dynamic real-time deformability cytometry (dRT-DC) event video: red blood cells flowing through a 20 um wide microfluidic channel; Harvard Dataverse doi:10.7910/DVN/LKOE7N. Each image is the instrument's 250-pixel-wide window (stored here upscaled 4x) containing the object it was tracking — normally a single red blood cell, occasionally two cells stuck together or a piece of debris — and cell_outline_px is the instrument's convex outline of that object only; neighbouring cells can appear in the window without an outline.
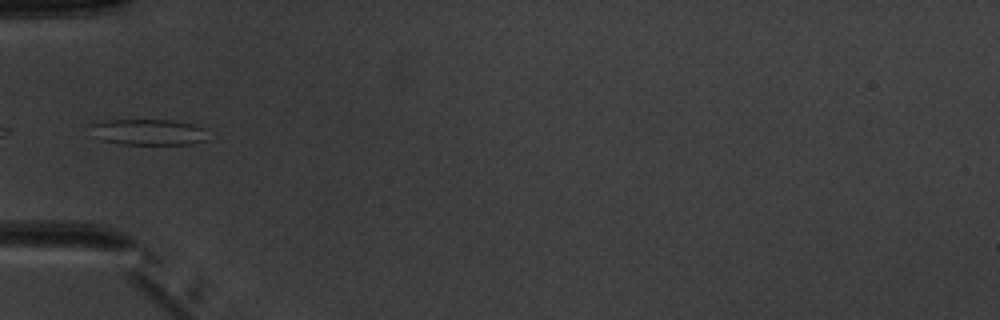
{"species": "common noctule bat (a hibernating species)", "species_latin": "Nyctalus noctula", "temperature_condition": "warm", "stored_images_in_passage": 5, "camera_frame_rate_fps": 3000, "um_per_image_px": 0.085, "animal": {"sex": "male", "body_mass_g": 20.1, "forearm_length_mm": 53.5}, "frame": {"image": 1, "passage_image": 5, "time_ms": 5.0, "image_size_px": [1000, 320], "cell_outline_px": [[208, 140], [192, 144], [120, 144], [104, 140], [96, 136], [88, 124], [108, 120], [172, 120], [192, 124], [204, 128]], "centroid_in_image_um": [12.65, 11.22], "position_along_channel_um": 72.4, "area_um2": 17.69}}